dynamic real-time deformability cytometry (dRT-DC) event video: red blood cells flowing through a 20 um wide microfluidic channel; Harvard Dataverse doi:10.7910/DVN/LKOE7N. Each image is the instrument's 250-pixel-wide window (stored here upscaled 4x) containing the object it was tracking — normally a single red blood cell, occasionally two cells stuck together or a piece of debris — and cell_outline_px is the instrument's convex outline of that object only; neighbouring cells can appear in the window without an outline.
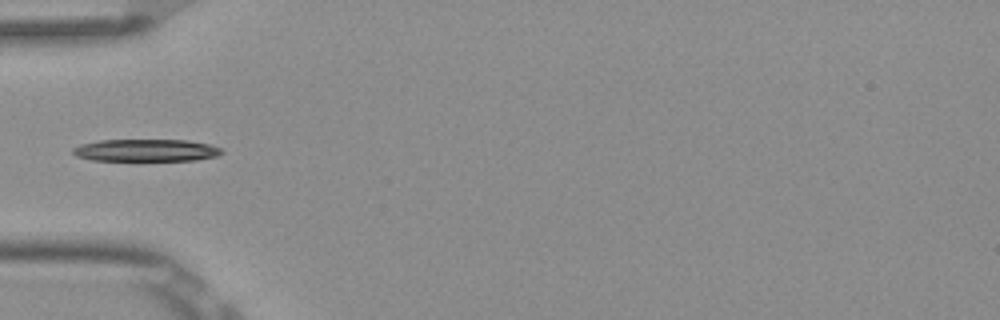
{"species": "Egyptian fruit bat (a non-hibernating species)", "species_latin": "Rousettus aegyptiacus", "temperature_condition": "room temperature", "stored_images_in_passage": 4, "segment_of_instrument_passage": [2, 2], "camera_frame_rate_fps": 3000, "um_per_image_px": 0.085, "frame": {"image": 1, "passage_image": 4, "time_ms": 1.0, "image_size_px": [1000, 320], "cell_outline_px": [[224, 152], [216, 156], [196, 160], [92, 160], [76, 156], [72, 152], [72, 148], [80, 144], [100, 140], [188, 140], [208, 144], [220, 148]], "centroid_in_image_um": [12.39, 12.77], "position_along_channel_um": 72.6, "area_um2": 19.19}}